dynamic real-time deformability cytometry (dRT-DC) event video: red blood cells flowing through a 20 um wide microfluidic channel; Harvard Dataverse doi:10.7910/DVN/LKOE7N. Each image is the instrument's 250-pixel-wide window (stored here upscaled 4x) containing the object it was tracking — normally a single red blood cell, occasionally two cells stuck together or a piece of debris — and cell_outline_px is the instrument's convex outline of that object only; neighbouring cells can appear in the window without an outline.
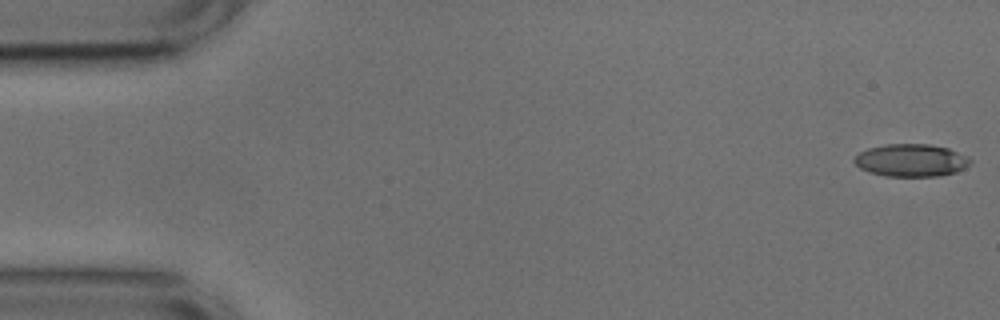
{"species": "common noctule bat (a hibernating species)", "species_latin": "Nyctalus noctula", "temperature_condition": "cold", "stored_images_in_passage": 50, "camera_frame_rate_fps": 3000, "um_per_image_px": 0.085, "animal": {"sex": "male", "body_mass_g": 17.9, "forearm_length_mm": 54.2}, "frame": {"image": 1, "passage_image": 1, "time_ms": 0.0, "image_size_px": [1000, 320], "cell_outline_px": [[972, 160], [964, 168], [956, 172], [940, 176], [884, 176], [868, 172], [860, 168], [852, 160], [860, 152], [868, 148], [884, 144], [928, 144], [948, 148]], "centroid_in_image_um": [77.4, 13.63], "position_along_channel_um": 7.6, "area_um2": 21.91}}
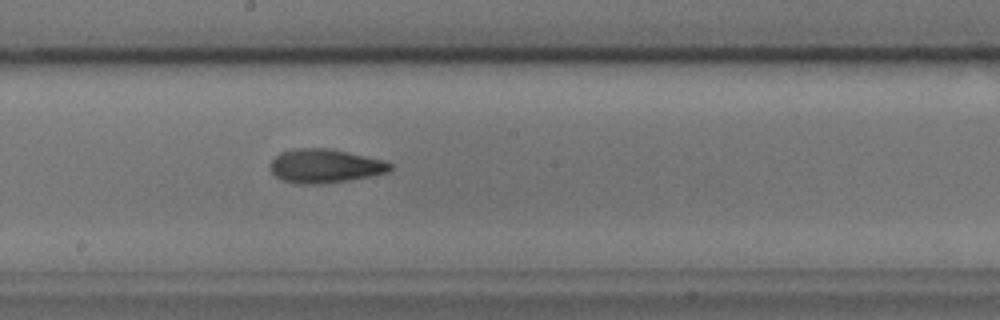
{"frame": {"image": 2, "passage_image": 28, "time_ms": 9.0, "image_size_px": [1000, 320], "cell_outline_px": [[392, 168], [388, 172], [372, 176], [348, 180], [316, 184], [296, 184], [280, 180], [268, 168], [272, 160], [280, 152], [296, 148], [332, 148], [384, 160], [392, 164]], "centroid_in_image_um": [27.6, 14.1], "position_along_channel_um": 220.6, "area_um2": 23.87}}
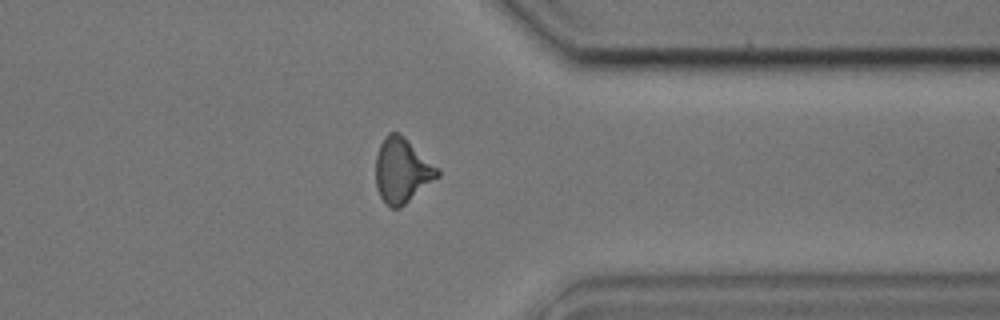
{"frame": {"image": 3, "passage_image": 41, "time_ms": 13.333, "image_size_px": [1000, 320], "cell_outline_px": [[440, 176], [400, 208], [388, 208], [380, 196], [376, 188], [376, 156], [380, 144], [384, 136], [388, 132], [396, 132], [404, 136], [440, 168]], "centroid_in_image_um": [34.18, 14.49], "position_along_channel_um": 377.2, "area_um2": 23.58}}